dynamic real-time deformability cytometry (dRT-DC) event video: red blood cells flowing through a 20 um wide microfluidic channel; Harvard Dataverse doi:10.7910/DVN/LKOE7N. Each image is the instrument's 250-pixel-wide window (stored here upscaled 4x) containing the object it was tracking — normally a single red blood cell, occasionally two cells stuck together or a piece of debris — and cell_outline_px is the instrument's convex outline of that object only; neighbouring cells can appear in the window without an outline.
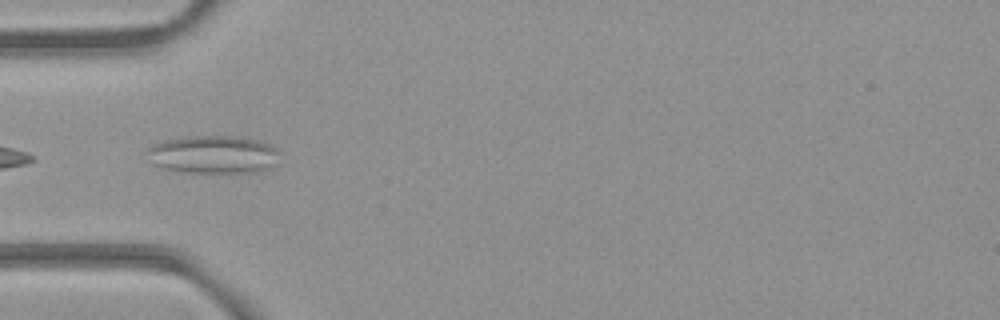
{"species": "common noctule bat (a hibernating species)", "species_latin": "Nyctalus noctula", "temperature_condition": "room temperature", "stored_images_in_passage": 6, "camera_frame_rate_fps": 3000, "um_per_image_px": 0.085, "animal": {"sex": "female", "body_mass_g": 21.9}, "frame": {"image": 1, "passage_image": 2, "time_ms": 0.333, "image_size_px": [1000, 320], "cell_outline_px": [[280, 152], [276, 164], [268, 168], [252, 172], [188, 172], [168, 168], [156, 164], [144, 152], [152, 144], [168, 140], [192, 136], [232, 136], [264, 140], [272, 144]], "centroid_in_image_um": [18.21, 13.11], "position_along_channel_um": 66.8, "area_um2": 29.13}}